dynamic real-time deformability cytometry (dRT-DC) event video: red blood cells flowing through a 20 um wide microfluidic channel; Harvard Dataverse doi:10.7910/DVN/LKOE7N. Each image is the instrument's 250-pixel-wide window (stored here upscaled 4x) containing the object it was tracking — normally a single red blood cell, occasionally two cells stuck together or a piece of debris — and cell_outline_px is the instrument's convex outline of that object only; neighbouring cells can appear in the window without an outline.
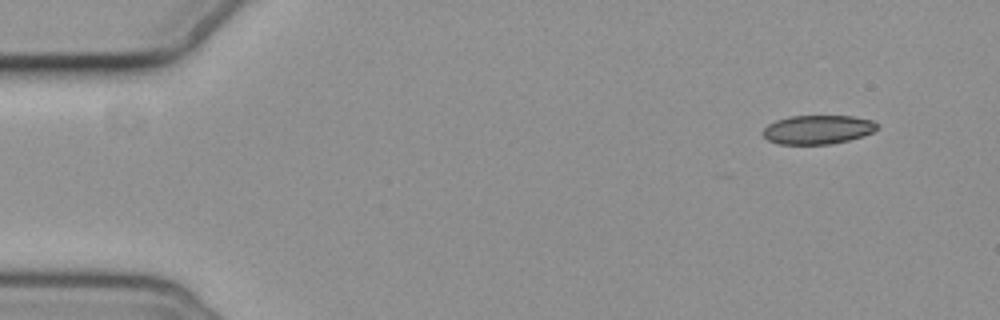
{"species": "common noctule bat (a hibernating species)", "species_latin": "Nyctalus noctula", "temperature_condition": "cold", "stored_images_in_passage": 5, "segment_of_instrument_passage": [2, 2], "camera_frame_rate_fps": 3000, "um_per_image_px": 0.085, "animal": {"sex": "female", "body_mass_g": 19.3, "forearm_length_mm": 54.1}, "frame": {"image": 1, "passage_image": 5, "time_ms": 6.0, "image_size_px": [1000, 320], "cell_outline_px": [[880, 128], [864, 136], [848, 140], [828, 144], [780, 144], [768, 140], [760, 132], [768, 124], [776, 120], [788, 116], [852, 116], [872, 120], [880, 124]], "centroid_in_image_um": [69.52, 11.01], "position_along_channel_um": 15.5, "area_um2": 19.42}}